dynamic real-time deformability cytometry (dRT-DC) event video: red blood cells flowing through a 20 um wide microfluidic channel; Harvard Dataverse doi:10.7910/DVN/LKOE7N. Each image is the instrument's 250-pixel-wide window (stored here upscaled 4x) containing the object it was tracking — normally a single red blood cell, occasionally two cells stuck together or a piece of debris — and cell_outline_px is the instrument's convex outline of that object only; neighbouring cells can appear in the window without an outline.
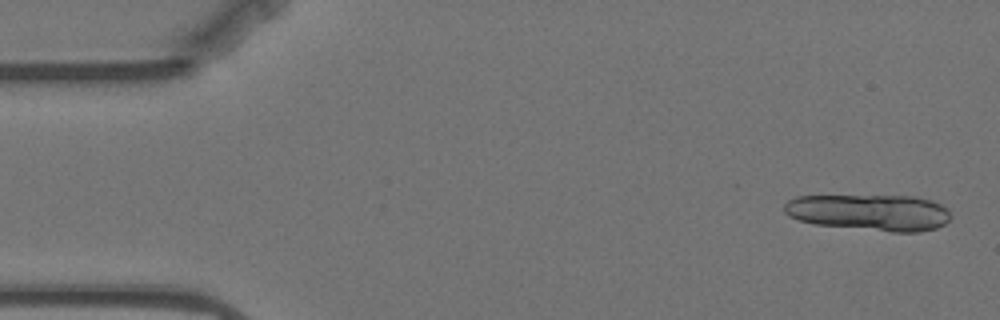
{"species": "Egyptian fruit bat (a non-hibernating species)", "species_latin": "Rousettus aegyptiacus", "temperature_condition": "warm", "stored_images_in_passage": 14, "camera_frame_rate_fps": 3000, "um_per_image_px": 0.085, "animal": {"sex": "female"}, "frame": {"image": 1, "passage_image": 2, "time_ms": 0.333, "image_size_px": [1000, 320], "cell_outline_px": [[952, 216], [944, 224], [936, 228], [920, 232], [892, 232], [812, 224], [788, 216], [784, 212], [784, 204], [788, 200], [796, 196], [912, 196], [932, 200], [948, 208]], "centroid_in_image_um": [73.92, 18.06], "position_along_channel_um": 11.1, "area_um2": 35.55}}